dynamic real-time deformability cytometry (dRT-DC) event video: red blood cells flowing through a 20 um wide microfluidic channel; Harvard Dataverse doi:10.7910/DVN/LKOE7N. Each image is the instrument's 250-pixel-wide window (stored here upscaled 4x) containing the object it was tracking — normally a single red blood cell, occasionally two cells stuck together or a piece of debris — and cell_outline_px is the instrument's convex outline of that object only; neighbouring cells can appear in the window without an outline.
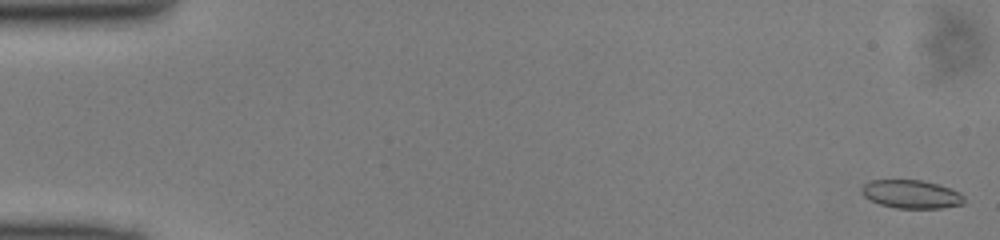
{"species": "common noctule bat (a hibernating species)", "species_latin": "Nyctalus noctula", "temperature_condition": "cold", "stored_images_in_passage": 49, "camera_frame_rate_fps": 3000, "um_per_image_px": 0.085, "animal": {"sex": "male", "body_mass_g": 13.0, "forearm_length_mm": 53.1}, "frame": {"image": 1, "passage_image": 1, "time_ms": 0.0, "image_size_px": [1000, 240], "cell_outline_px": [[964, 204], [940, 208], [896, 208], [880, 204], [864, 196], [860, 192], [860, 188], [864, 184], [872, 180], [924, 180], [940, 184], [960, 192], [964, 196]], "centroid_in_image_um": [77.48, 16.5], "position_along_channel_um": 7.5, "area_um2": 17.05}}
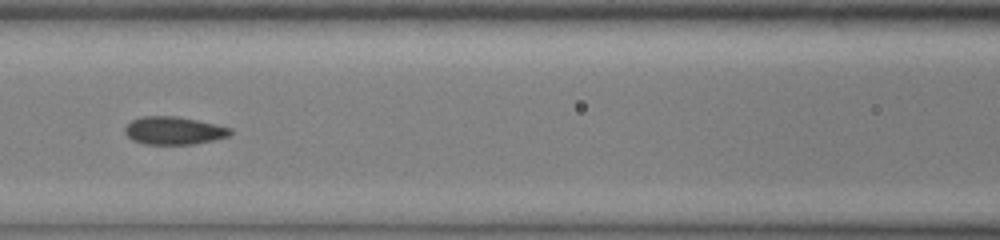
{"frame": {"image": 2, "passage_image": 22, "time_ms": 7.0, "image_size_px": [1000, 240], "cell_outline_px": [[232, 132], [228, 136], [212, 140], [192, 144], [144, 144], [132, 140], [124, 132], [124, 128], [132, 120], [140, 116], [176, 116], [216, 124], [232, 128]], "centroid_in_image_um": [14.75, 11.09], "position_along_channel_um": 151.8, "area_um2": 17.05}}
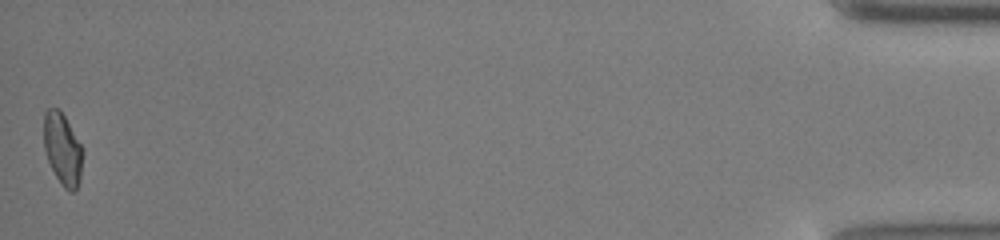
{"frame": {"image": 3, "passage_image": 49, "time_ms": 16.0, "image_size_px": [1000, 240], "cell_outline_px": [[84, 152], [80, 180], [76, 188], [72, 192], [68, 192], [64, 188], [56, 176], [48, 160], [44, 148], [44, 112], [48, 108], [60, 108], [84, 148]], "centroid_in_image_um": [5.35, 12.65], "position_along_channel_um": 429.9, "area_um2": 16.59}}